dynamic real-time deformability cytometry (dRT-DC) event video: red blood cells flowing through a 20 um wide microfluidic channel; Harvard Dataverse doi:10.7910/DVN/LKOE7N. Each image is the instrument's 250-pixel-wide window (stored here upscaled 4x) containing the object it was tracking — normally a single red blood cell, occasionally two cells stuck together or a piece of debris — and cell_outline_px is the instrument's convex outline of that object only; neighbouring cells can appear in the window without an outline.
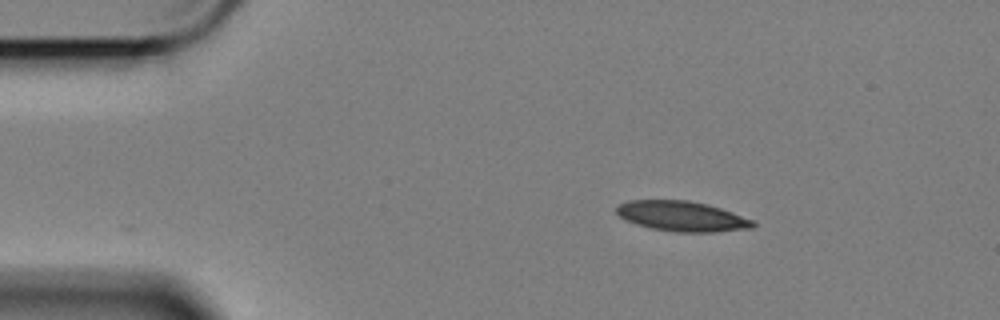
{"species": "Egyptian fruit bat (a non-hibernating species)", "species_latin": "Rousettus aegyptiacus", "temperature_condition": "cold", "stored_images_in_passage": 41, "camera_frame_rate_fps": 3000, "um_per_image_px": 0.085, "animal": {"sex": "female"}, "frame": {"image": 1, "passage_image": 1, "time_ms": 0.0, "image_size_px": [1000, 320], "cell_outline_px": [[756, 224], [752, 228], [716, 232], [676, 232], [652, 228], [636, 224], [620, 216], [616, 212], [616, 204], [628, 200], [688, 200], [708, 204], [756, 220]], "centroid_in_image_um": [57.99, 18.37], "position_along_channel_um": 27.0, "area_um2": 24.1}}
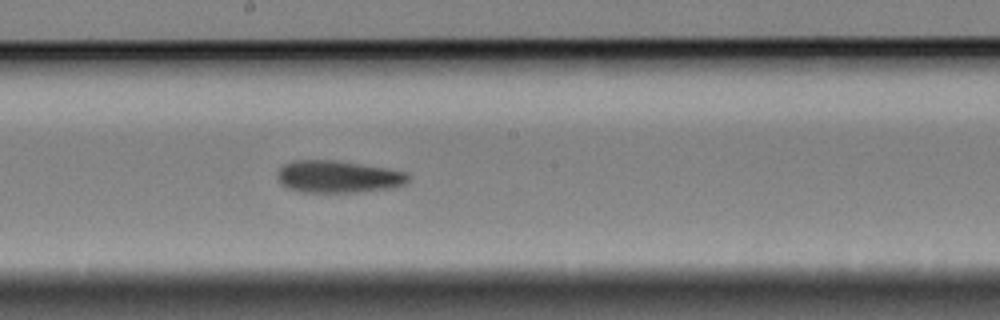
{"frame": {"image": 2, "passage_image": 23, "time_ms": 7.333, "image_size_px": [1000, 320], "cell_outline_px": [[412, 176], [404, 184], [396, 188], [360, 192], [300, 192], [288, 188], [280, 184], [276, 180], [276, 172], [284, 164], [292, 160], [336, 160], [388, 168], [408, 172]], "centroid_in_image_um": [28.75, 15.02], "position_along_channel_um": 219.5, "area_um2": 25.14}}
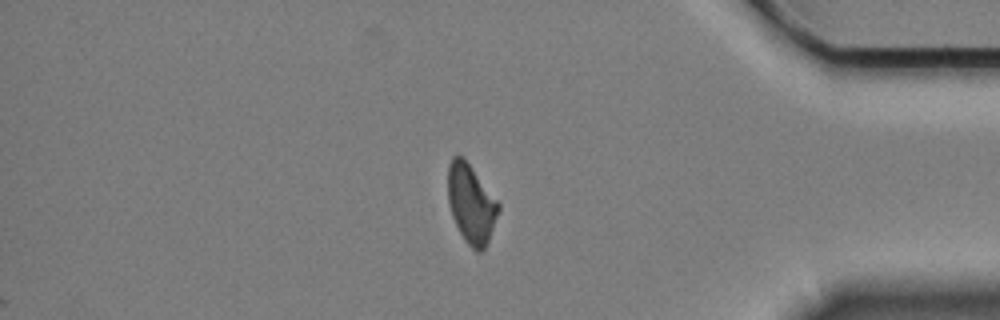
{"frame": {"image": 3, "passage_image": 41, "time_ms": 13.333, "image_size_px": [1000, 320], "cell_outline_px": [[500, 208], [488, 240], [484, 248], [480, 252], [476, 252], [464, 240], [452, 216], [448, 200], [448, 164], [452, 156], [460, 156], [468, 164], [500, 204]], "centroid_in_image_um": [40.03, 17.34], "position_along_channel_um": 395.2, "area_um2": 22.66}, "authors_computed_cell_mechanics": {"area_um2": 24.9118, "velocity_mm_per_s": 3.3957, "shape_relaxation_time_tau1_ms": 7.1837, "shape_relaxation_time_tau2_ms": 9.498, "deformation_change_tau1": 0.1503, "deformation_change_tau2": 0.1958}}